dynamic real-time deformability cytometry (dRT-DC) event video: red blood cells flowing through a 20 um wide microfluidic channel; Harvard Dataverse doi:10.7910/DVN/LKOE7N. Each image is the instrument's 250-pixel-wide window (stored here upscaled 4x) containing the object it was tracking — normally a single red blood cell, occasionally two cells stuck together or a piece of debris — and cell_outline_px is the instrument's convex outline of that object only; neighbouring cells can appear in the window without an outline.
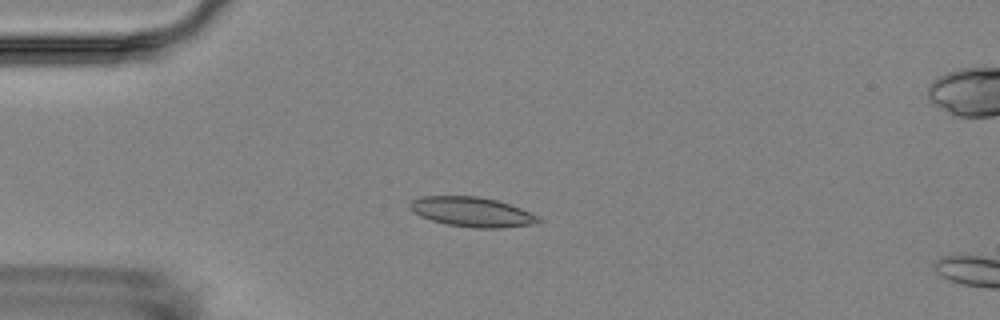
{"species": "Egyptian fruit bat (a non-hibernating species)", "species_latin": "Rousettus aegyptiacus", "temperature_condition": "room temperature", "stored_images_in_passage": 6, "camera_frame_rate_fps": 3000, "um_per_image_px": 0.085, "animal": {"sex": "female"}, "frame": {"image": 1, "passage_image": 4, "time_ms": 3.667, "image_size_px": [1000, 320], "cell_outline_px": [[540, 220], [536, 224], [500, 228], [472, 228], [448, 224], [432, 220], [420, 216], [412, 212], [408, 208], [408, 204], [412, 200], [420, 196], [480, 196], [496, 200], [520, 208], [540, 216]], "centroid_in_image_um": [40.09, 18.01], "position_along_channel_um": 44.9, "area_um2": 22.37}}
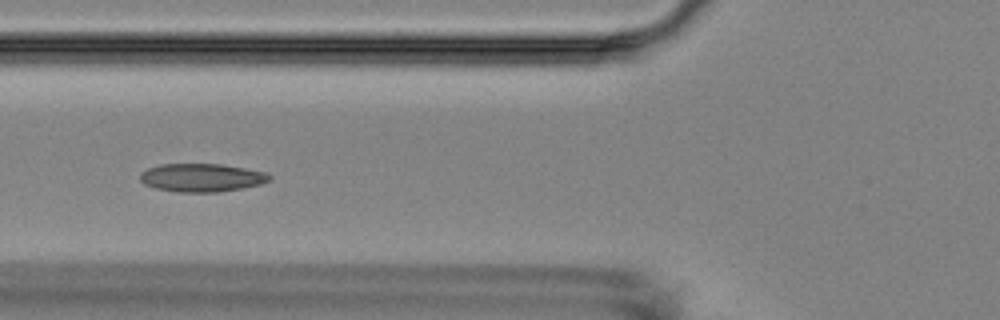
{"frame": {"image": 2, "passage_image": 6, "time_ms": 6.0, "image_size_px": [1000, 320], "cell_outline_px": [[272, 180], [260, 184], [220, 192], [180, 192], [156, 188], [144, 184], [140, 180], [140, 172], [148, 168], [160, 164], [220, 164], [244, 168], [264, 172], [272, 176]], "centroid_in_image_um": [17.13, 15.1], "position_along_channel_um": 108.7, "area_um2": 21.21}}